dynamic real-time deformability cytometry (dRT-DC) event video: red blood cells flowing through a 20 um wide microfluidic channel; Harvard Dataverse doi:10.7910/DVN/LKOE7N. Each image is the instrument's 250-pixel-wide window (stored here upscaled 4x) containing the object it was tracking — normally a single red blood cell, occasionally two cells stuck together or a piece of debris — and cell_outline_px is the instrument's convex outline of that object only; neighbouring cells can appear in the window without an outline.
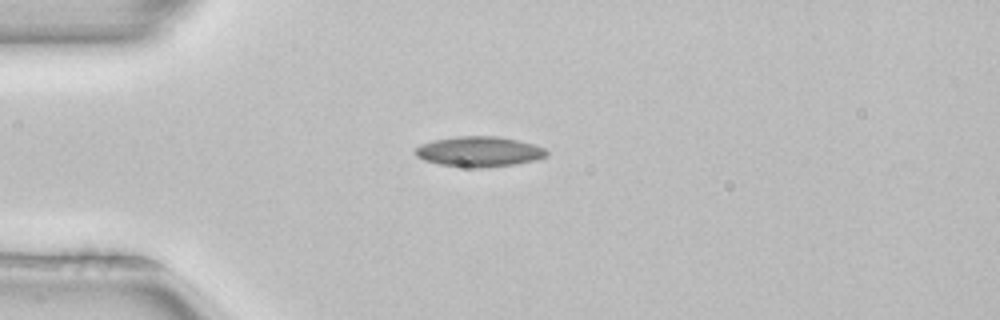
{"species": "common noctule bat (a hibernating species)", "species_latin": "Nyctalus noctula", "temperature_condition": "room temperature", "stored_images_in_passage": 1, "camera_frame_rate_fps": 3000, "um_per_image_px": 0.085, "animal": {"sex": "female", "body_mass_g": 22.7, "forearm_length_mm": 54.2}, "frame": {"image": 1, "passage_image": 1, "time_ms": 0.0, "image_size_px": [1000, 320], "cell_outline_px": [[548, 156], [536, 160], [516, 164], [480, 168], [472, 168], [440, 164], [424, 160], [416, 156], [412, 152], [420, 144], [432, 140], [456, 136], [500, 136], [536, 144], [544, 148], [548, 152]], "centroid_in_image_um": [40.73, 12.88], "position_along_channel_um": 44.3, "area_um2": 23.47}}